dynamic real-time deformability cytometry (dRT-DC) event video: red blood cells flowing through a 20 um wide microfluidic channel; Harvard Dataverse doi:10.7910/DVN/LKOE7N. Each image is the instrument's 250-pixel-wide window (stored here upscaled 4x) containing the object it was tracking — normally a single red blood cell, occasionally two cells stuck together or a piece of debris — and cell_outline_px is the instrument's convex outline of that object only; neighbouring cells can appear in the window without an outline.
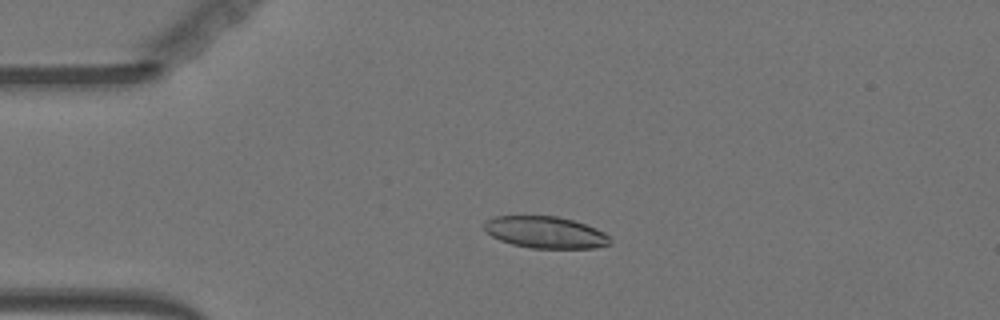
{"species": "Egyptian fruit bat (a non-hibernating species)", "species_latin": "Rousettus aegyptiacus", "temperature_condition": "warm", "stored_images_in_passage": 44, "camera_frame_rate_fps": 3000, "um_per_image_px": 0.085, "animal": {"sex": "female"}, "frame": {"image": 1, "passage_image": 1, "time_ms": 0.0, "image_size_px": [1000, 320], "cell_outline_px": [[612, 244], [596, 248], [532, 248], [512, 244], [500, 240], [492, 236], [484, 228], [484, 220], [496, 216], [556, 216], [572, 220], [596, 228], [604, 232], [612, 240]], "centroid_in_image_um": [46.38, 19.75], "position_along_channel_um": 38.6, "area_um2": 23.29}}
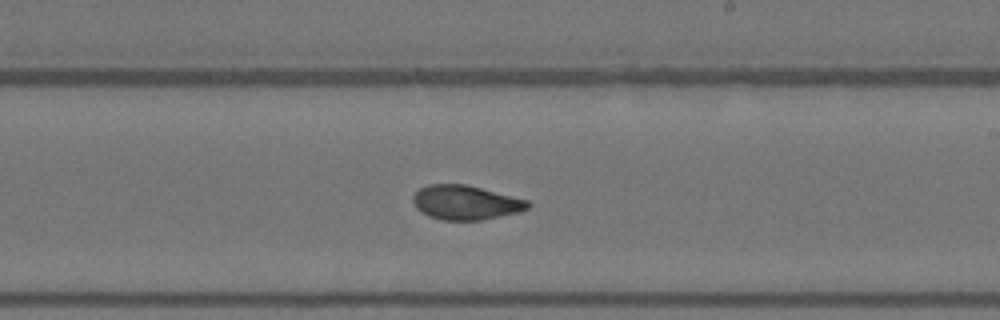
{"frame": {"image": 2, "passage_image": 21, "time_ms": 6.667, "image_size_px": [1000, 320], "cell_outline_px": [[532, 204], [528, 208], [520, 212], [480, 220], [440, 220], [428, 216], [420, 212], [416, 208], [412, 200], [412, 196], [420, 188], [428, 184], [464, 184], [528, 200]], "centroid_in_image_um": [39.55, 17.22], "position_along_channel_um": 249.4, "area_um2": 23.0}}
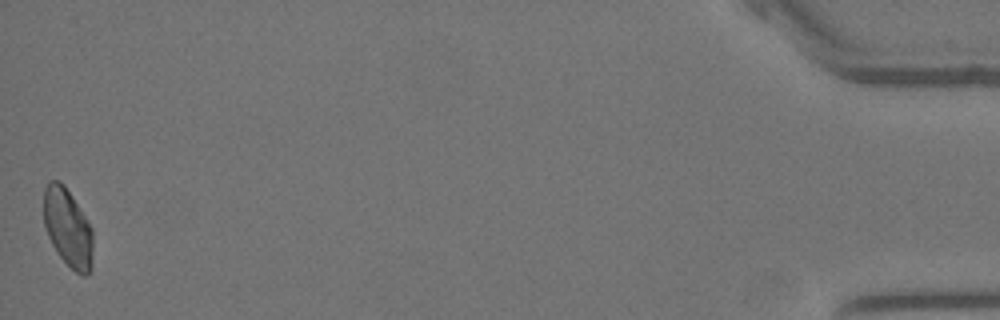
{"frame": {"image": 3, "passage_image": 44, "time_ms": 14.333, "image_size_px": [1000, 320], "cell_outline_px": [[92, 268], [84, 276], [80, 276], [60, 256], [52, 244], [48, 236], [44, 224], [44, 188], [48, 180], [60, 180], [64, 184], [88, 220], [92, 228]], "centroid_in_image_um": [5.76, 19.33], "position_along_channel_um": 429.4, "area_um2": 22.48}, "authors_computed_cell_mechanics": {"area_um2": 23.2934, "velocity_mm_per_s": 3.6139, "shape_relaxation_time_tau1_ms": 6.437, "shape_relaxation_time_tau2_ms": 1.8518, "deformation_change_tau1": 0.1548, "deformation_change_tau2": 0.0652}}